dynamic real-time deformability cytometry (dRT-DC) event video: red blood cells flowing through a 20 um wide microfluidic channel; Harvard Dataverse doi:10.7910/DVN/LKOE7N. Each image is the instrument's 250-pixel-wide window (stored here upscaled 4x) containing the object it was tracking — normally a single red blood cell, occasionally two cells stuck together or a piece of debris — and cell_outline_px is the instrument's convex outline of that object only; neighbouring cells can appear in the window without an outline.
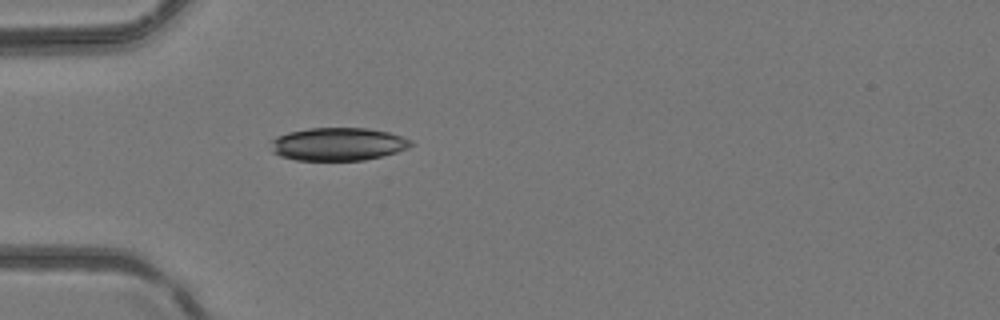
{"species": "common noctule bat (a hibernating species)", "species_latin": "Nyctalus noctula", "temperature_condition": "room temperature", "stored_images_in_passage": 1, "camera_frame_rate_fps": 3000, "um_per_image_px": 0.085, "animal": {"sex": "female", "body_mass_g": 24.6, "forearm_length_mm": 56.2}, "frame": {"image": 1, "passage_image": 1, "time_ms": 0.0, "image_size_px": [1000, 320], "cell_outline_px": [[416, 144], [408, 148], [396, 152], [364, 160], [296, 160], [280, 156], [272, 152], [272, 140], [276, 136], [288, 132], [308, 128], [368, 128], [388, 132], [412, 140]], "centroid_in_image_um": [28.74, 12.24], "position_along_channel_um": 56.3, "area_um2": 26.93}}